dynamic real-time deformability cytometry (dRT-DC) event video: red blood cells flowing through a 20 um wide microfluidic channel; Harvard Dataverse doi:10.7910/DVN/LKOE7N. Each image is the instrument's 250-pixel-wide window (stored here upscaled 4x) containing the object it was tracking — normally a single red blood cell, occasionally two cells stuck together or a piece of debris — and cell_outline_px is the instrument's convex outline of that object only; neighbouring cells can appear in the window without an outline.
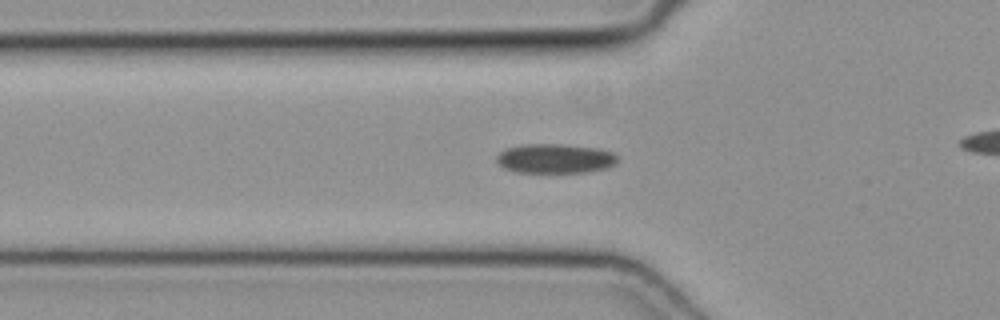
{"species": "common noctule bat (a hibernating species)", "species_latin": "Nyctalus noctula", "temperature_condition": "cold", "stored_images_in_passage": 45, "camera_frame_rate_fps": 3000, "um_per_image_px": 0.085, "animal": {"sex": "female", "body_mass_g": 19.3, "forearm_length_mm": 54.1}, "frame": {"image": 1, "passage_image": 11, "time_ms": 3.333, "image_size_px": [1000, 320], "cell_outline_px": [[616, 164], [608, 168], [588, 172], [516, 172], [504, 168], [496, 160], [496, 156], [500, 152], [508, 148], [524, 144], [560, 144], [600, 148], [612, 152], [616, 156]], "centroid_in_image_um": [47.2, 13.47], "position_along_channel_um": 78.6, "area_um2": 20.75}}
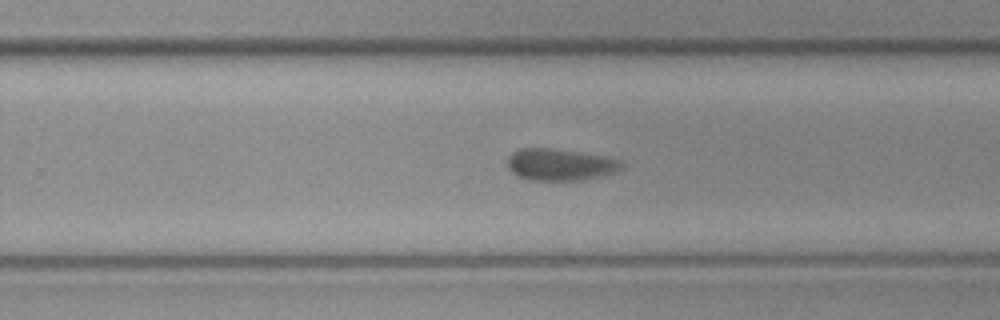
{"frame": {"image": 2, "passage_image": 26, "time_ms": 8.333, "image_size_px": [1000, 320], "cell_outline_px": [[624, 168], [616, 172], [584, 180], [528, 180], [516, 176], [508, 168], [508, 156], [512, 152], [520, 148], [552, 148], [580, 152], [604, 156], [620, 160], [624, 164]], "centroid_in_image_um": [47.61, 13.99], "position_along_channel_um": 282.2, "area_um2": 21.39}}
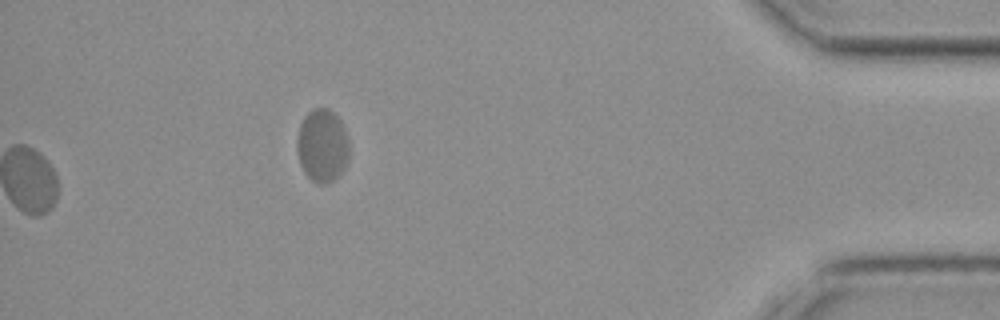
{"frame": {"image": 3, "passage_image": 45, "time_ms": 14.667, "image_size_px": [1000, 320], "cell_outline_px": [[348, 160], [344, 168], [332, 180], [324, 184], [320, 184], [312, 180], [304, 172], [300, 164], [296, 152], [296, 136], [300, 124], [304, 116], [312, 108], [328, 108], [340, 120], [348, 136]], "centroid_in_image_um": [27.36, 12.35], "position_along_channel_um": 407.8, "area_um2": 22.31}}